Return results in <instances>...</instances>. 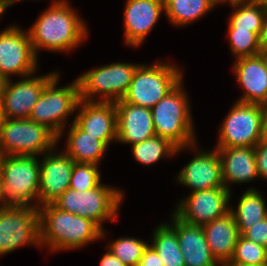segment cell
I'll return each mask as SVG.
<instances>
[{"label":"cell","mask_w":267,"mask_h":266,"mask_svg":"<svg viewBox=\"0 0 267 266\" xmlns=\"http://www.w3.org/2000/svg\"><path fill=\"white\" fill-rule=\"evenodd\" d=\"M99 266H126L122 261H120L116 256L112 254L111 251H107L101 258Z\"/></svg>","instance_id":"cell-37"},{"label":"cell","mask_w":267,"mask_h":266,"mask_svg":"<svg viewBox=\"0 0 267 266\" xmlns=\"http://www.w3.org/2000/svg\"><path fill=\"white\" fill-rule=\"evenodd\" d=\"M40 160L37 156L4 155L0 167L2 196L7 205L38 207Z\"/></svg>","instance_id":"cell-4"},{"label":"cell","mask_w":267,"mask_h":266,"mask_svg":"<svg viewBox=\"0 0 267 266\" xmlns=\"http://www.w3.org/2000/svg\"><path fill=\"white\" fill-rule=\"evenodd\" d=\"M182 81L151 108L155 134L168 139L177 148L193 150L196 134L189 105V98L183 90Z\"/></svg>","instance_id":"cell-3"},{"label":"cell","mask_w":267,"mask_h":266,"mask_svg":"<svg viewBox=\"0 0 267 266\" xmlns=\"http://www.w3.org/2000/svg\"><path fill=\"white\" fill-rule=\"evenodd\" d=\"M58 137L46 126L30 119H6L0 123L3 155L38 156L54 150Z\"/></svg>","instance_id":"cell-8"},{"label":"cell","mask_w":267,"mask_h":266,"mask_svg":"<svg viewBox=\"0 0 267 266\" xmlns=\"http://www.w3.org/2000/svg\"><path fill=\"white\" fill-rule=\"evenodd\" d=\"M6 79L0 75V100L3 96V92H4V87H5V84H6Z\"/></svg>","instance_id":"cell-41"},{"label":"cell","mask_w":267,"mask_h":266,"mask_svg":"<svg viewBox=\"0 0 267 266\" xmlns=\"http://www.w3.org/2000/svg\"><path fill=\"white\" fill-rule=\"evenodd\" d=\"M244 238L267 248V217L241 234Z\"/></svg>","instance_id":"cell-34"},{"label":"cell","mask_w":267,"mask_h":266,"mask_svg":"<svg viewBox=\"0 0 267 266\" xmlns=\"http://www.w3.org/2000/svg\"><path fill=\"white\" fill-rule=\"evenodd\" d=\"M40 243L51 251L83 248L104 237L102 230L88 218L59 210L53 204L38 207Z\"/></svg>","instance_id":"cell-2"},{"label":"cell","mask_w":267,"mask_h":266,"mask_svg":"<svg viewBox=\"0 0 267 266\" xmlns=\"http://www.w3.org/2000/svg\"><path fill=\"white\" fill-rule=\"evenodd\" d=\"M131 146L133 157L143 165L157 163L165 156H173L185 150V147L177 148L168 139L157 135Z\"/></svg>","instance_id":"cell-28"},{"label":"cell","mask_w":267,"mask_h":266,"mask_svg":"<svg viewBox=\"0 0 267 266\" xmlns=\"http://www.w3.org/2000/svg\"><path fill=\"white\" fill-rule=\"evenodd\" d=\"M183 78L181 71L175 65L156 62L151 66L139 65L134 72L126 95L125 102L151 109Z\"/></svg>","instance_id":"cell-6"},{"label":"cell","mask_w":267,"mask_h":266,"mask_svg":"<svg viewBox=\"0 0 267 266\" xmlns=\"http://www.w3.org/2000/svg\"><path fill=\"white\" fill-rule=\"evenodd\" d=\"M100 183L101 174L98 165L74 163L69 188L84 191L97 187Z\"/></svg>","instance_id":"cell-33"},{"label":"cell","mask_w":267,"mask_h":266,"mask_svg":"<svg viewBox=\"0 0 267 266\" xmlns=\"http://www.w3.org/2000/svg\"><path fill=\"white\" fill-rule=\"evenodd\" d=\"M3 153H2V150L0 149V167H1V161H2V158H3Z\"/></svg>","instance_id":"cell-47"},{"label":"cell","mask_w":267,"mask_h":266,"mask_svg":"<svg viewBox=\"0 0 267 266\" xmlns=\"http://www.w3.org/2000/svg\"><path fill=\"white\" fill-rule=\"evenodd\" d=\"M41 14L27 31L36 57L41 48L69 52L88 36L85 22L67 0L53 1Z\"/></svg>","instance_id":"cell-1"},{"label":"cell","mask_w":267,"mask_h":266,"mask_svg":"<svg viewBox=\"0 0 267 266\" xmlns=\"http://www.w3.org/2000/svg\"><path fill=\"white\" fill-rule=\"evenodd\" d=\"M58 80L59 74L45 86L29 119L46 126L59 140L67 124V117L77 111L81 99L77 79L67 87H56Z\"/></svg>","instance_id":"cell-7"},{"label":"cell","mask_w":267,"mask_h":266,"mask_svg":"<svg viewBox=\"0 0 267 266\" xmlns=\"http://www.w3.org/2000/svg\"><path fill=\"white\" fill-rule=\"evenodd\" d=\"M248 266H267V264H263V265H248Z\"/></svg>","instance_id":"cell-48"},{"label":"cell","mask_w":267,"mask_h":266,"mask_svg":"<svg viewBox=\"0 0 267 266\" xmlns=\"http://www.w3.org/2000/svg\"><path fill=\"white\" fill-rule=\"evenodd\" d=\"M57 74L55 71L36 77L30 75L14 84L11 78L7 80L1 98L3 118L29 119L43 89Z\"/></svg>","instance_id":"cell-14"},{"label":"cell","mask_w":267,"mask_h":266,"mask_svg":"<svg viewBox=\"0 0 267 266\" xmlns=\"http://www.w3.org/2000/svg\"><path fill=\"white\" fill-rule=\"evenodd\" d=\"M235 62L236 81L244 89L238 101L267 105V54L238 58Z\"/></svg>","instance_id":"cell-18"},{"label":"cell","mask_w":267,"mask_h":266,"mask_svg":"<svg viewBox=\"0 0 267 266\" xmlns=\"http://www.w3.org/2000/svg\"><path fill=\"white\" fill-rule=\"evenodd\" d=\"M249 1L267 9V0H249Z\"/></svg>","instance_id":"cell-42"},{"label":"cell","mask_w":267,"mask_h":266,"mask_svg":"<svg viewBox=\"0 0 267 266\" xmlns=\"http://www.w3.org/2000/svg\"><path fill=\"white\" fill-rule=\"evenodd\" d=\"M259 37H260L261 53L267 54V11L263 19L262 30Z\"/></svg>","instance_id":"cell-38"},{"label":"cell","mask_w":267,"mask_h":266,"mask_svg":"<svg viewBox=\"0 0 267 266\" xmlns=\"http://www.w3.org/2000/svg\"><path fill=\"white\" fill-rule=\"evenodd\" d=\"M165 12L164 0H127L124 9V38L128 46L138 47Z\"/></svg>","instance_id":"cell-17"},{"label":"cell","mask_w":267,"mask_h":266,"mask_svg":"<svg viewBox=\"0 0 267 266\" xmlns=\"http://www.w3.org/2000/svg\"><path fill=\"white\" fill-rule=\"evenodd\" d=\"M148 243L138 238L120 237L111 241L106 249L112 252L126 266H138Z\"/></svg>","instance_id":"cell-32"},{"label":"cell","mask_w":267,"mask_h":266,"mask_svg":"<svg viewBox=\"0 0 267 266\" xmlns=\"http://www.w3.org/2000/svg\"><path fill=\"white\" fill-rule=\"evenodd\" d=\"M214 7L210 0H164L166 17L178 27L194 22Z\"/></svg>","instance_id":"cell-26"},{"label":"cell","mask_w":267,"mask_h":266,"mask_svg":"<svg viewBox=\"0 0 267 266\" xmlns=\"http://www.w3.org/2000/svg\"><path fill=\"white\" fill-rule=\"evenodd\" d=\"M124 192L100 183L89 190L77 191L68 188L52 204L59 210L88 218L102 230V222L115 219L124 197Z\"/></svg>","instance_id":"cell-5"},{"label":"cell","mask_w":267,"mask_h":266,"mask_svg":"<svg viewBox=\"0 0 267 266\" xmlns=\"http://www.w3.org/2000/svg\"><path fill=\"white\" fill-rule=\"evenodd\" d=\"M267 264V248L242 235L238 237L234 253L225 266H248Z\"/></svg>","instance_id":"cell-30"},{"label":"cell","mask_w":267,"mask_h":266,"mask_svg":"<svg viewBox=\"0 0 267 266\" xmlns=\"http://www.w3.org/2000/svg\"><path fill=\"white\" fill-rule=\"evenodd\" d=\"M117 140L127 144H136L155 136L151 109L136 106L123 99L116 101Z\"/></svg>","instance_id":"cell-20"},{"label":"cell","mask_w":267,"mask_h":266,"mask_svg":"<svg viewBox=\"0 0 267 266\" xmlns=\"http://www.w3.org/2000/svg\"><path fill=\"white\" fill-rule=\"evenodd\" d=\"M170 226L176 232L185 266H221L211 254L202 226L188 224L174 213Z\"/></svg>","instance_id":"cell-21"},{"label":"cell","mask_w":267,"mask_h":266,"mask_svg":"<svg viewBox=\"0 0 267 266\" xmlns=\"http://www.w3.org/2000/svg\"><path fill=\"white\" fill-rule=\"evenodd\" d=\"M215 149L221 159L223 185L229 191L230 183H246L259 177L254 147Z\"/></svg>","instance_id":"cell-22"},{"label":"cell","mask_w":267,"mask_h":266,"mask_svg":"<svg viewBox=\"0 0 267 266\" xmlns=\"http://www.w3.org/2000/svg\"><path fill=\"white\" fill-rule=\"evenodd\" d=\"M202 228L212 256L221 266H225L230 261L240 236L233 215L229 212L203 225Z\"/></svg>","instance_id":"cell-23"},{"label":"cell","mask_w":267,"mask_h":266,"mask_svg":"<svg viewBox=\"0 0 267 266\" xmlns=\"http://www.w3.org/2000/svg\"><path fill=\"white\" fill-rule=\"evenodd\" d=\"M178 182L193 191L224 187L221 159L217 149L200 151L177 174Z\"/></svg>","instance_id":"cell-19"},{"label":"cell","mask_w":267,"mask_h":266,"mask_svg":"<svg viewBox=\"0 0 267 266\" xmlns=\"http://www.w3.org/2000/svg\"><path fill=\"white\" fill-rule=\"evenodd\" d=\"M215 6H217V4H221V0H210Z\"/></svg>","instance_id":"cell-46"},{"label":"cell","mask_w":267,"mask_h":266,"mask_svg":"<svg viewBox=\"0 0 267 266\" xmlns=\"http://www.w3.org/2000/svg\"><path fill=\"white\" fill-rule=\"evenodd\" d=\"M233 12L229 17L228 29H250L259 36L267 9L250 1L231 3Z\"/></svg>","instance_id":"cell-29"},{"label":"cell","mask_w":267,"mask_h":266,"mask_svg":"<svg viewBox=\"0 0 267 266\" xmlns=\"http://www.w3.org/2000/svg\"><path fill=\"white\" fill-rule=\"evenodd\" d=\"M138 266H164L160 256L155 249L148 244L144 249L143 255L139 261Z\"/></svg>","instance_id":"cell-36"},{"label":"cell","mask_w":267,"mask_h":266,"mask_svg":"<svg viewBox=\"0 0 267 266\" xmlns=\"http://www.w3.org/2000/svg\"><path fill=\"white\" fill-rule=\"evenodd\" d=\"M154 230L151 246L160 256L163 265L185 266L175 230L166 223L160 224Z\"/></svg>","instance_id":"cell-27"},{"label":"cell","mask_w":267,"mask_h":266,"mask_svg":"<svg viewBox=\"0 0 267 266\" xmlns=\"http://www.w3.org/2000/svg\"><path fill=\"white\" fill-rule=\"evenodd\" d=\"M26 244L41 246L38 207L7 205L0 210V255Z\"/></svg>","instance_id":"cell-11"},{"label":"cell","mask_w":267,"mask_h":266,"mask_svg":"<svg viewBox=\"0 0 267 266\" xmlns=\"http://www.w3.org/2000/svg\"><path fill=\"white\" fill-rule=\"evenodd\" d=\"M139 65L119 62L84 72L77 78L80 99L101 102L122 100ZM96 95H100L98 100L94 98Z\"/></svg>","instance_id":"cell-9"},{"label":"cell","mask_w":267,"mask_h":266,"mask_svg":"<svg viewBox=\"0 0 267 266\" xmlns=\"http://www.w3.org/2000/svg\"><path fill=\"white\" fill-rule=\"evenodd\" d=\"M37 59L28 32L17 25L0 32V75L6 80L10 79V75H34Z\"/></svg>","instance_id":"cell-12"},{"label":"cell","mask_w":267,"mask_h":266,"mask_svg":"<svg viewBox=\"0 0 267 266\" xmlns=\"http://www.w3.org/2000/svg\"><path fill=\"white\" fill-rule=\"evenodd\" d=\"M17 1L21 0H0V17L10 5Z\"/></svg>","instance_id":"cell-39"},{"label":"cell","mask_w":267,"mask_h":266,"mask_svg":"<svg viewBox=\"0 0 267 266\" xmlns=\"http://www.w3.org/2000/svg\"><path fill=\"white\" fill-rule=\"evenodd\" d=\"M2 121H3V115H2L1 100H0V123Z\"/></svg>","instance_id":"cell-45"},{"label":"cell","mask_w":267,"mask_h":266,"mask_svg":"<svg viewBox=\"0 0 267 266\" xmlns=\"http://www.w3.org/2000/svg\"><path fill=\"white\" fill-rule=\"evenodd\" d=\"M265 198L255 188L247 189L238 201L237 209L230 207L238 226L239 234L267 217Z\"/></svg>","instance_id":"cell-25"},{"label":"cell","mask_w":267,"mask_h":266,"mask_svg":"<svg viewBox=\"0 0 267 266\" xmlns=\"http://www.w3.org/2000/svg\"><path fill=\"white\" fill-rule=\"evenodd\" d=\"M6 206H7V204L5 203V200H4L3 196H2V188H1V180H0V210L3 209Z\"/></svg>","instance_id":"cell-43"},{"label":"cell","mask_w":267,"mask_h":266,"mask_svg":"<svg viewBox=\"0 0 267 266\" xmlns=\"http://www.w3.org/2000/svg\"><path fill=\"white\" fill-rule=\"evenodd\" d=\"M71 124L64 152L74 162L99 165L108 146L83 131L74 121Z\"/></svg>","instance_id":"cell-24"},{"label":"cell","mask_w":267,"mask_h":266,"mask_svg":"<svg viewBox=\"0 0 267 266\" xmlns=\"http://www.w3.org/2000/svg\"><path fill=\"white\" fill-rule=\"evenodd\" d=\"M263 139L267 140V105L263 106Z\"/></svg>","instance_id":"cell-40"},{"label":"cell","mask_w":267,"mask_h":266,"mask_svg":"<svg viewBox=\"0 0 267 266\" xmlns=\"http://www.w3.org/2000/svg\"><path fill=\"white\" fill-rule=\"evenodd\" d=\"M78 114L73 121L89 135L102 140L107 146L117 140V113L115 102L86 101L81 99Z\"/></svg>","instance_id":"cell-16"},{"label":"cell","mask_w":267,"mask_h":266,"mask_svg":"<svg viewBox=\"0 0 267 266\" xmlns=\"http://www.w3.org/2000/svg\"><path fill=\"white\" fill-rule=\"evenodd\" d=\"M49 151L43 154L40 161L39 177V205L52 204L58 199L70 185L74 161L63 151ZM55 152V153H54Z\"/></svg>","instance_id":"cell-15"},{"label":"cell","mask_w":267,"mask_h":266,"mask_svg":"<svg viewBox=\"0 0 267 266\" xmlns=\"http://www.w3.org/2000/svg\"><path fill=\"white\" fill-rule=\"evenodd\" d=\"M221 125L215 148L255 147L263 139V106L237 101Z\"/></svg>","instance_id":"cell-10"},{"label":"cell","mask_w":267,"mask_h":266,"mask_svg":"<svg viewBox=\"0 0 267 266\" xmlns=\"http://www.w3.org/2000/svg\"><path fill=\"white\" fill-rule=\"evenodd\" d=\"M227 36L232 55L237 59L261 54L260 37L250 29H228Z\"/></svg>","instance_id":"cell-31"},{"label":"cell","mask_w":267,"mask_h":266,"mask_svg":"<svg viewBox=\"0 0 267 266\" xmlns=\"http://www.w3.org/2000/svg\"><path fill=\"white\" fill-rule=\"evenodd\" d=\"M231 191L225 187L191 192L178 203L174 214L182 221L203 226L229 213Z\"/></svg>","instance_id":"cell-13"},{"label":"cell","mask_w":267,"mask_h":266,"mask_svg":"<svg viewBox=\"0 0 267 266\" xmlns=\"http://www.w3.org/2000/svg\"><path fill=\"white\" fill-rule=\"evenodd\" d=\"M254 148L259 178L267 179V140L262 139Z\"/></svg>","instance_id":"cell-35"},{"label":"cell","mask_w":267,"mask_h":266,"mask_svg":"<svg viewBox=\"0 0 267 266\" xmlns=\"http://www.w3.org/2000/svg\"><path fill=\"white\" fill-rule=\"evenodd\" d=\"M243 1H249V0H221V4L227 3V2H229V4H231V3L243 2Z\"/></svg>","instance_id":"cell-44"}]
</instances>
